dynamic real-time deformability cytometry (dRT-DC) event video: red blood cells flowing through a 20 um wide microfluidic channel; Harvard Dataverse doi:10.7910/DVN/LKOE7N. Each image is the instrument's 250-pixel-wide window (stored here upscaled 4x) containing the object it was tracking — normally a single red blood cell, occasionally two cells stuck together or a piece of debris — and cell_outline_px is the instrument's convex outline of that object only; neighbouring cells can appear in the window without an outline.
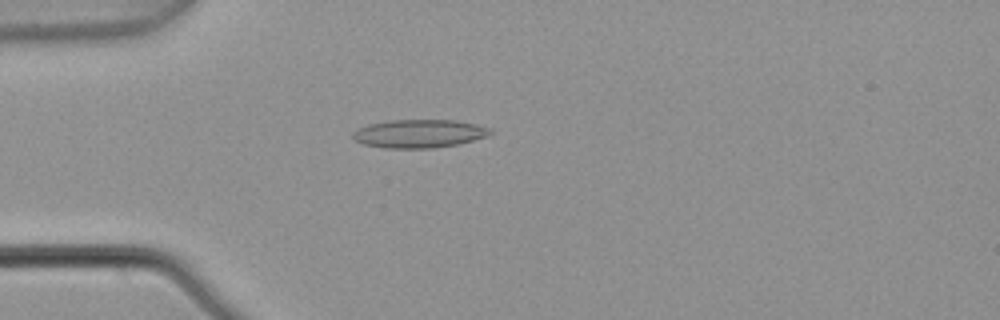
{"species": "common noctule bat (a hibernating species)", "species_latin": "Nyctalus noctula", "temperature_condition": "warm", "stored_images_in_passage": 4, "camera_frame_rate_fps": 3000, "um_per_image_px": 0.085, "animal": {"sex": "male", "body_mass_g": 21.5, "forearm_length_mm": 52.0}, "frame": {"image": 1, "passage_image": 4, "time_ms": 1.0, "image_size_px": [1000, 320], "cell_outline_px": [[492, 132], [488, 136], [456, 144], [432, 148], [384, 148], [364, 144], [356, 140], [352, 136], [352, 132], [368, 124], [392, 120], [456, 120], [476, 124], [492, 128]], "centroid_in_image_um": [35.64, 11.35], "position_along_channel_um": 49.4, "area_um2": 22.54}}